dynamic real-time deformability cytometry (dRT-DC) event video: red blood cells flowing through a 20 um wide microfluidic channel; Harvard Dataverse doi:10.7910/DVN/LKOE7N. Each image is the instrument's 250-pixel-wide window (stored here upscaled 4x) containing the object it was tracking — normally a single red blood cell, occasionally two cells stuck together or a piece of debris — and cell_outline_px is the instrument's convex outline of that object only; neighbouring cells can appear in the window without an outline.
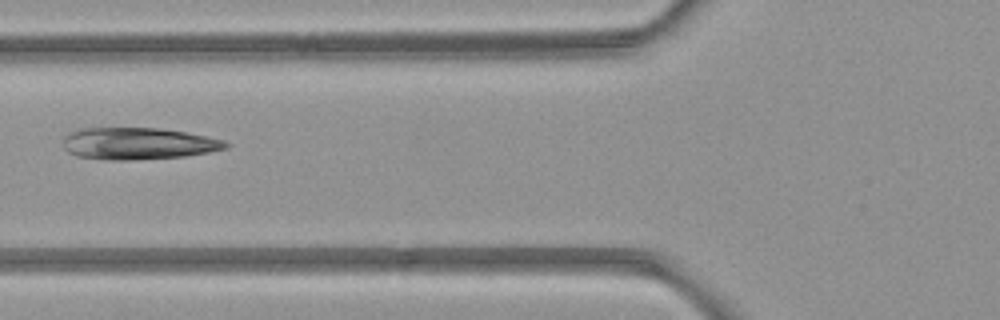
{"species": "common noctule bat (a hibernating species)", "species_latin": "Nyctalus noctula", "temperature_condition": "room temperature", "stored_images_in_passage": 4, "camera_frame_rate_fps": 3000, "um_per_image_px": 0.085, "animal": {"sex": "female", "body_mass_g": 21.9}, "frame": {"image": 1, "passage_image": 3, "time_ms": 3.333, "image_size_px": [1000, 320], "cell_outline_px": [[232, 144], [228, 148], [208, 152], [184, 156], [128, 160], [104, 160], [76, 156], [68, 152], [64, 148], [64, 136], [68, 132], [80, 128], [160, 128], [184, 132], [224, 140]], "centroid_in_image_um": [11.71, 12.2], "position_along_channel_um": 114.1, "area_um2": 30.29}}
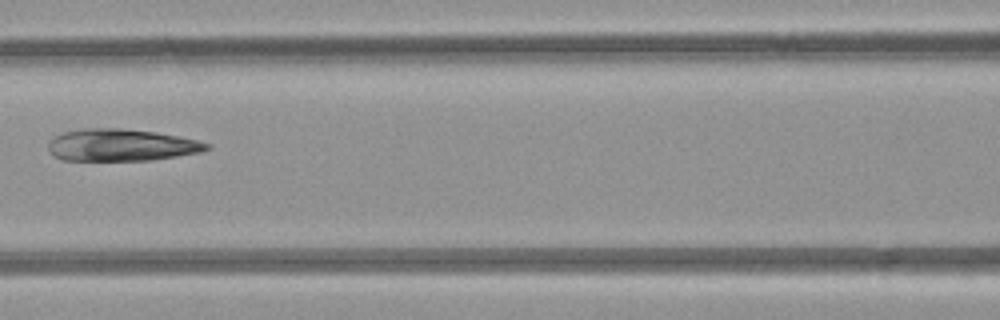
{"frame": {"image": 2, "passage_image": 4, "time_ms": 4.333, "image_size_px": [1000, 320], "cell_outline_px": [[212, 148], [200, 152], [152, 160], [64, 160], [56, 156], [48, 148], [48, 140], [64, 132], [84, 128], [120, 128], [156, 132], [180, 136], [212, 144]], "centroid_in_image_um": [10.34, 12.32], "position_along_channel_um": 156.3, "area_um2": 29.54}}